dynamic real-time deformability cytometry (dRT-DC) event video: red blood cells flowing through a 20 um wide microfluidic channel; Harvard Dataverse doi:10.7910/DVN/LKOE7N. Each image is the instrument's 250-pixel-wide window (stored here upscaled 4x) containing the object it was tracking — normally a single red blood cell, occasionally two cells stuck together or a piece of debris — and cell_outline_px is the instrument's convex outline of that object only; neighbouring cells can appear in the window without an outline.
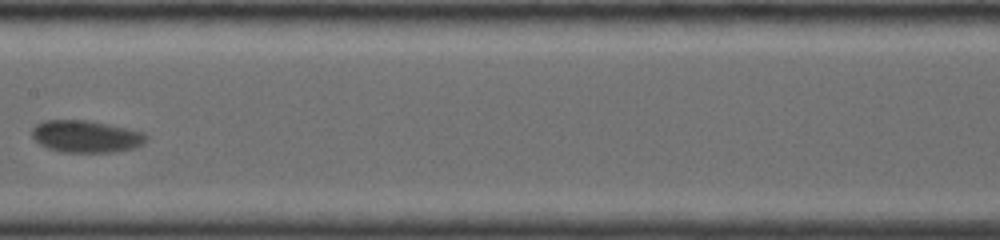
{"species": "common noctule bat (a hibernating species)", "species_latin": "Nyctalus noctula", "temperature_condition": "warm", "stored_images_in_passage": 24, "camera_frame_rate_fps": 4500, "um_per_image_px": 0.085, "animal": {"sex": "female", "body_mass_g": 19.0, "forearm_length_mm": 53.3}, "frame": {"image": 1, "passage_image": 11, "time_ms": 4.0, "image_size_px": [1000, 240], "cell_outline_px": [[148, 136], [144, 144], [132, 148], [116, 152], [60, 152], [48, 148], [40, 144], [32, 136], [32, 128], [36, 124], [44, 120], [84, 120], [108, 124], [128, 128], [144, 132]], "centroid_in_image_um": [7.32, 11.6], "position_along_channel_um": 200.1, "area_um2": 21.44}}